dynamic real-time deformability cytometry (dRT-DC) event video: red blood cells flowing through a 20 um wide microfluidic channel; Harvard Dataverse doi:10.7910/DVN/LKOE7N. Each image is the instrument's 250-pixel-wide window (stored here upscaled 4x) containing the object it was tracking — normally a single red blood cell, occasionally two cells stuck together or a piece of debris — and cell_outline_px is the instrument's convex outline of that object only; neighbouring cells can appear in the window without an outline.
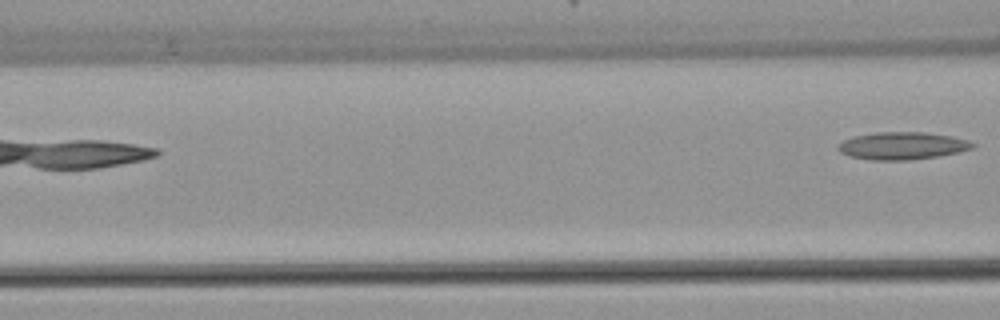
{"species": "common noctule bat (a hibernating species)", "species_latin": "Nyctalus noctula", "temperature_condition": "warm", "stored_images_in_passage": 4, "camera_frame_rate_fps": 3000, "um_per_image_px": 0.085, "animal": {"sex": "female", "body_mass_g": 22.7, "forearm_length_mm": 54.2}, "frame": {"image": 1, "passage_image": 4, "time_ms": 3.667, "image_size_px": [1000, 320], "cell_outline_px": [[976, 148], [960, 152], [940, 156], [912, 160], [872, 160], [852, 156], [840, 152], [836, 148], [836, 144], [844, 140], [856, 136], [876, 132], [924, 132], [952, 136], [968, 140], [976, 144]], "centroid_in_image_um": [76.75, 12.39], "position_along_channel_um": 89.9, "area_um2": 21.73}}